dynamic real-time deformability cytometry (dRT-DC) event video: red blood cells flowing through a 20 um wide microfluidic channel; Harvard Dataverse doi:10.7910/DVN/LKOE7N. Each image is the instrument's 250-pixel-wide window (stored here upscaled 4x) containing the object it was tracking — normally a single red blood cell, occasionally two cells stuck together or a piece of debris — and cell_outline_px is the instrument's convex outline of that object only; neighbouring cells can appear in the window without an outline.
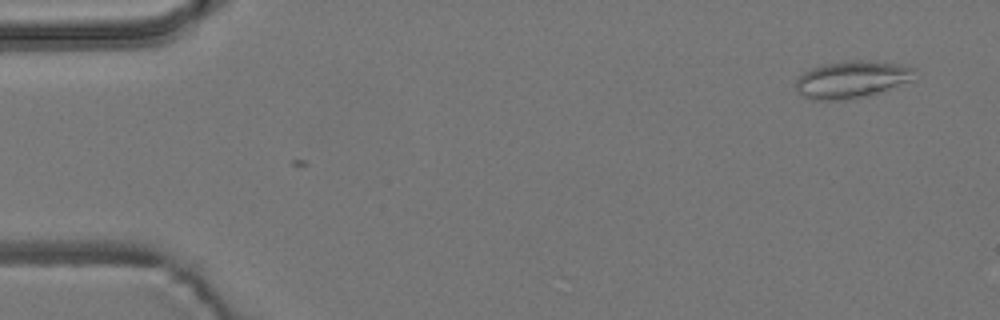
{"species": "common noctule bat (a hibernating species)", "species_latin": "Nyctalus noctula", "temperature_condition": "room temperature", "stored_images_in_passage": 5, "camera_frame_rate_fps": 3000, "um_per_image_px": 0.085, "animal": {"sex": "male", "body_mass_g": 19.2, "forearm_length_mm": 51.8}, "frame": {"image": 1, "passage_image": 5, "time_ms": 1.333, "image_size_px": [1000, 320], "cell_outline_px": [[916, 68], [912, 80], [868, 96], [836, 100], [812, 100], [804, 96], [796, 88], [796, 80], [804, 72], [812, 68], [824, 64], [844, 60], [860, 60], [900, 64]], "centroid_in_image_um": [72.4, 6.74], "position_along_channel_um": 12.6, "area_um2": 25.49}}